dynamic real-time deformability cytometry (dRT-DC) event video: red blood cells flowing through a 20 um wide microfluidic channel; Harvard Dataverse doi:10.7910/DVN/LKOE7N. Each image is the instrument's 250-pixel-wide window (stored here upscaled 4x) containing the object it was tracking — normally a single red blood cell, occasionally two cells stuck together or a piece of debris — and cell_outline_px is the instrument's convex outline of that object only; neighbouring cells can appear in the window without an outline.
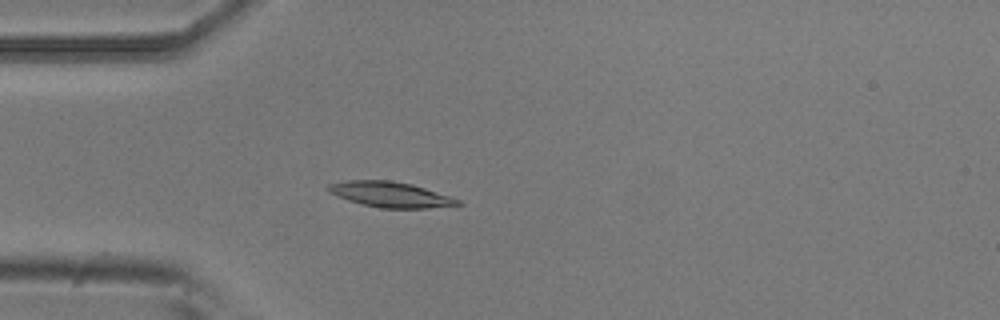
{"species": "common noctule bat (a hibernating species)", "species_latin": "Nyctalus noctula", "temperature_condition": "room temperature", "stored_images_in_passage": 4, "camera_frame_rate_fps": 3000, "um_per_image_px": 0.085, "animal": {"sex": "male", "body_mass_g": 20.5, "forearm_length_mm": 52.5}, "frame": {"image": 1, "passage_image": 4, "time_ms": 3.333, "image_size_px": [1000, 320], "cell_outline_px": [[464, 204], [428, 208], [380, 208], [348, 200], [328, 192], [328, 184], [344, 180], [392, 180], [412, 184], [460, 200]], "centroid_in_image_um": [33.16, 16.52], "position_along_channel_um": 51.8, "area_um2": 19.02}}